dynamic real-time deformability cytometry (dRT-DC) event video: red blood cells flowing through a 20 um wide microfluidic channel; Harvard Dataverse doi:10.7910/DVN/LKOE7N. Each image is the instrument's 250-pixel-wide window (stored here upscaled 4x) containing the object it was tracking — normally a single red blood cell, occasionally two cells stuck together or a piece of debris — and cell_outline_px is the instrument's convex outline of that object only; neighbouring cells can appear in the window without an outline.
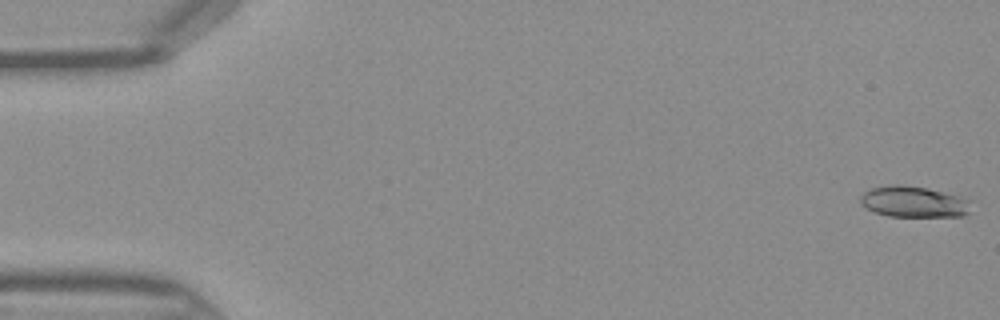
{"species": "Egyptian fruit bat (a non-hibernating species)", "species_latin": "Rousettus aegyptiacus", "temperature_condition": "warm", "stored_images_in_passage": 45, "camera_frame_rate_fps": 3000, "um_per_image_px": 0.085, "frame": {"image": 1, "passage_image": 1, "time_ms": 0.0, "image_size_px": [1000, 320], "cell_outline_px": [[968, 212], [964, 216], [888, 216], [864, 208], [860, 204], [860, 196], [864, 192], [872, 188], [892, 184], [904, 184], [928, 188], [960, 196], [968, 200]], "centroid_in_image_um": [77.6, 17.14], "position_along_channel_um": 7.4, "area_um2": 20.0}}
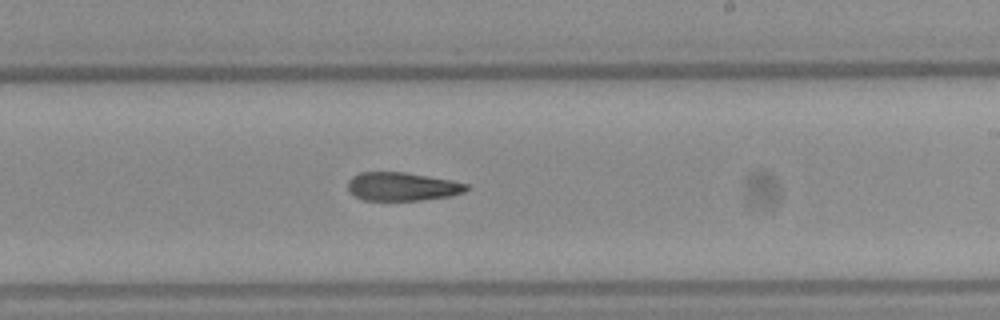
{"frame": {"image": 2, "passage_image": 27, "time_ms": 8.667, "image_size_px": [1000, 320], "cell_outline_px": [[472, 188], [464, 192], [452, 196], [420, 200], [364, 200], [356, 196], [348, 188], [348, 180], [352, 176], [360, 172], [404, 172], [452, 180], [468, 184]], "centroid_in_image_um": [34.24, 15.85], "position_along_channel_um": 254.8, "area_um2": 19.71}}
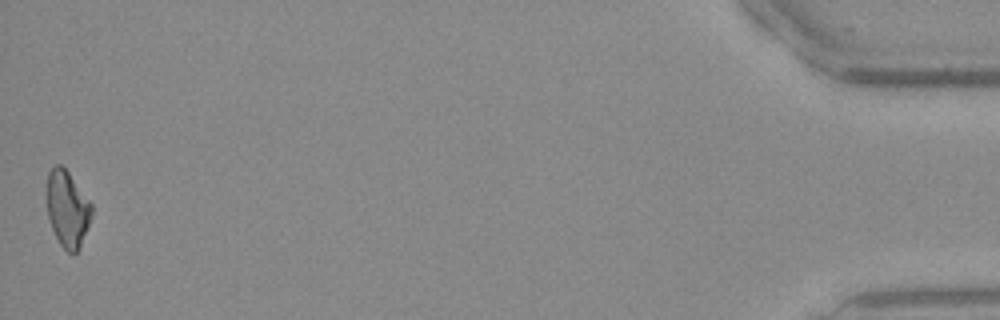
{"frame": {"image": 3, "passage_image": 45, "time_ms": 14.667, "image_size_px": [1000, 320], "cell_outline_px": [[92, 216], [80, 248], [76, 252], [68, 252], [60, 244], [52, 228], [48, 216], [44, 192], [48, 172], [56, 164], [60, 164], [68, 172], [92, 204]], "centroid_in_image_um": [5.7, 17.72], "position_along_channel_um": 429.5, "area_um2": 20.17}}